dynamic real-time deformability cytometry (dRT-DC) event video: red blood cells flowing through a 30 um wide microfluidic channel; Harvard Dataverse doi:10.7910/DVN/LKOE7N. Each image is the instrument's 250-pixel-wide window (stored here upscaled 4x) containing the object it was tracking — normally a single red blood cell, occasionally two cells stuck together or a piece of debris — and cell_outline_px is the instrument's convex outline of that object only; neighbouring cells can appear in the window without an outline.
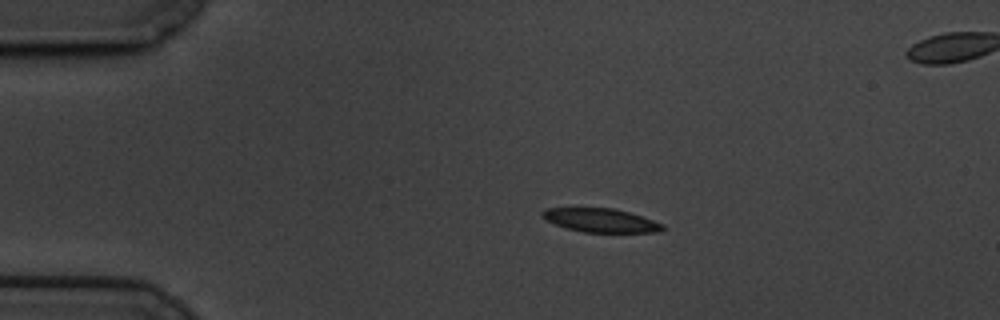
{"species": "common noctule bat (a hibernating species)", "species_latin": "Nyctalus noctula", "temperature_condition": "cold", "stored_images_in_passage": 49, "segment_of_instrument_passage": [1, 2], "camera_frame_rate_fps": 3000, "um_per_image_px": 0.085, "animal": {"sex": "male", "body_mass_g": 19.5, "forearm_length_mm": 54.6}, "frame": {"image": 1, "passage_image": 1, "time_ms": 0.0, "image_size_px": [1000, 320], "cell_outline_px": [[668, 228], [660, 232], [584, 232], [564, 228], [540, 216], [540, 212], [544, 208], [612, 208], [628, 212], [664, 224]], "centroid_in_image_um": [51.06, 18.73], "position_along_channel_um": 33.9, "area_um2": 16.65}}
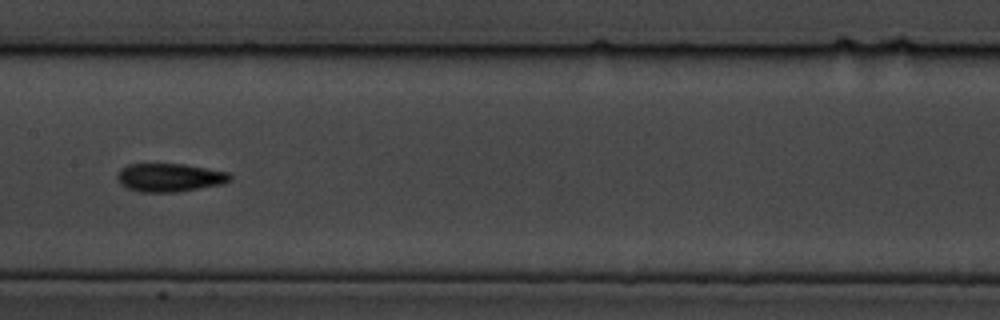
{"frame": {"image": 2, "passage_image": 19, "time_ms": 6.0, "image_size_px": [1000, 320], "cell_outline_px": [[232, 180], [224, 184], [176, 192], [140, 192], [128, 188], [120, 184], [116, 180], [116, 176], [120, 168], [128, 164], [184, 164], [228, 172], [232, 176]], "centroid_in_image_um": [14.41, 15.09], "position_along_channel_um": 193.0, "area_um2": 18.79}}
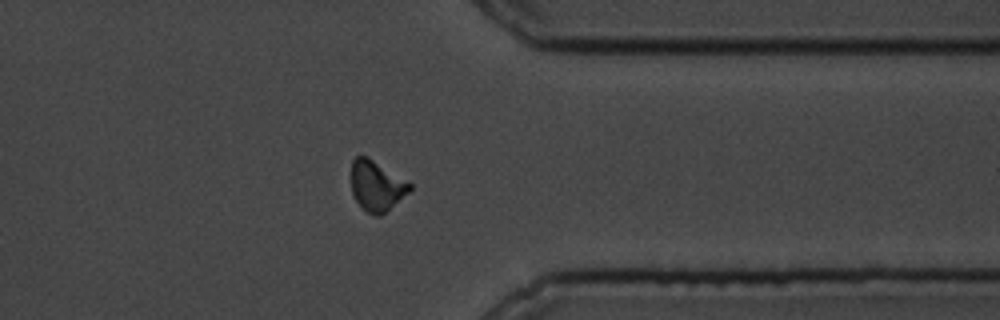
{"frame": {"image": 3, "passage_image": 36, "time_ms": 11.667, "image_size_px": [1000, 320], "cell_outline_px": [[412, 188], [408, 192], [380, 216], [376, 216], [360, 208], [352, 192], [352, 160], [356, 156], [364, 156], [372, 160], [412, 184]], "centroid_in_image_um": [31.98, 15.82], "position_along_channel_um": 379.4, "area_um2": 16.65}}